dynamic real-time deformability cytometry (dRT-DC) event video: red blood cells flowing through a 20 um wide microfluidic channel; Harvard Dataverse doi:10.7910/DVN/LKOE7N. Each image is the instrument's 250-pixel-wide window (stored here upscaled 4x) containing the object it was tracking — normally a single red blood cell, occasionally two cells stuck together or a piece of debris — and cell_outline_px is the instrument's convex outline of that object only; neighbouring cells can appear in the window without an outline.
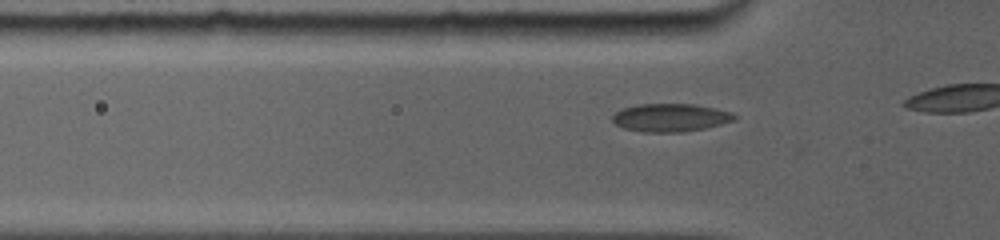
{"species": "common noctule bat (a hibernating species)", "species_latin": "Nyctalus noctula", "temperature_condition": "room temperature", "stored_images_in_passage": 7, "camera_frame_rate_fps": 5000, "um_per_image_px": 0.085, "animal": {"sex": "female", "body_mass_g": 19.0, "forearm_length_mm": 56.7}, "frame": {"image": 1, "passage_image": 3, "time_ms": 0.8, "image_size_px": [1000, 240], "cell_outline_px": [[736, 120], [704, 128], [684, 132], [640, 132], [624, 128], [616, 124], [612, 120], [612, 116], [620, 108], [636, 104], [692, 104], [732, 112], [736, 116]], "centroid_in_image_um": [56.95, 10.0], "position_along_channel_um": 68.9, "area_um2": 19.94}}
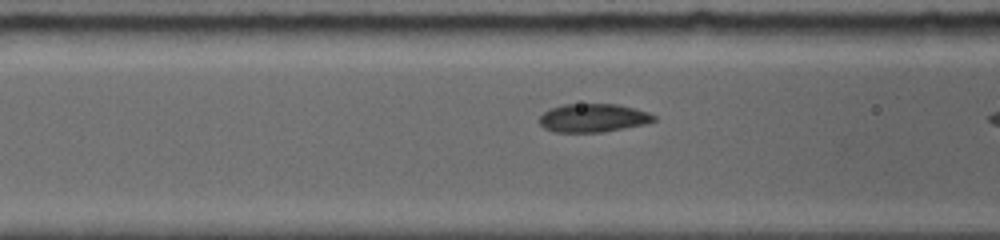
{"frame": {"image": 2, "passage_image": 6, "time_ms": 2.0, "image_size_px": [1000, 240], "cell_outline_px": [[656, 120], [644, 124], [604, 132], [556, 132], [544, 128], [540, 124], [540, 116], [544, 112], [552, 108], [564, 104], [616, 104], [648, 112], [656, 116]], "centroid_in_image_um": [50.42, 10.03], "position_along_channel_um": 116.2, "area_um2": 18.79}}